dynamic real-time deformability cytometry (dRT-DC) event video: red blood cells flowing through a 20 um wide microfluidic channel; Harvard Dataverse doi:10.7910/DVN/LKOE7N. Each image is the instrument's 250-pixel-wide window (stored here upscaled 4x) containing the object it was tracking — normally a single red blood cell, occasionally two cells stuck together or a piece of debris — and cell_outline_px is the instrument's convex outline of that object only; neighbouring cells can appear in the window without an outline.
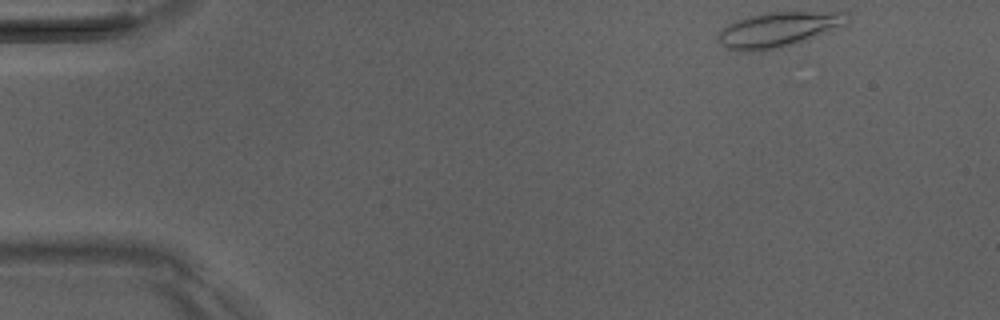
{"species": "Egyptian fruit bat (a non-hibernating species)", "species_latin": "Rousettus aegyptiacus", "temperature_condition": "room temperature", "stored_images_in_passage": 11, "camera_frame_rate_fps": 3000, "um_per_image_px": 0.085, "animal": {"sex": "male"}, "frame": {"image": 1, "passage_image": 1, "time_ms": 0.0, "image_size_px": [1000, 320], "cell_outline_px": [[852, 20], [804, 40], [780, 48], [764, 52], [736, 52], [720, 44], [716, 40], [720, 32], [728, 24], [736, 20], [768, 12], [848, 12]], "centroid_in_image_um": [66.08, 2.53], "position_along_channel_um": 18.9, "area_um2": 26.07}}